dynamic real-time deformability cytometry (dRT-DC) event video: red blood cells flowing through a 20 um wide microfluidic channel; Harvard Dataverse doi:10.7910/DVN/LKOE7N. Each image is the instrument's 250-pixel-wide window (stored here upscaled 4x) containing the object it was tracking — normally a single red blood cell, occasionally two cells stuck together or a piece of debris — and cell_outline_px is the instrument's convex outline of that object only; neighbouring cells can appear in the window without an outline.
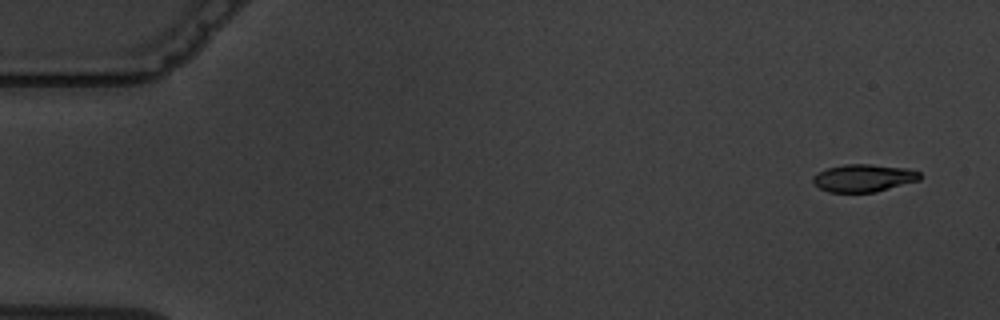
{"species": "common noctule bat (a hibernating species)", "species_latin": "Nyctalus noctula", "temperature_condition": "warm", "stored_images_in_passage": 4, "camera_frame_rate_fps": 3000, "um_per_image_px": 0.085, "animal": {"sex": "male", "body_mass_g": 19.5, "forearm_length_mm": 54.6}, "frame": {"image": 1, "passage_image": 1, "time_ms": 0.0, "image_size_px": [1000, 320], "cell_outline_px": [[920, 180], [876, 192], [828, 192], [820, 188], [812, 180], [812, 176], [828, 168], [844, 164], [872, 164], [908, 168], [920, 172]], "centroid_in_image_um": [73.43, 15.13], "position_along_channel_um": 11.6, "area_um2": 17.17}}
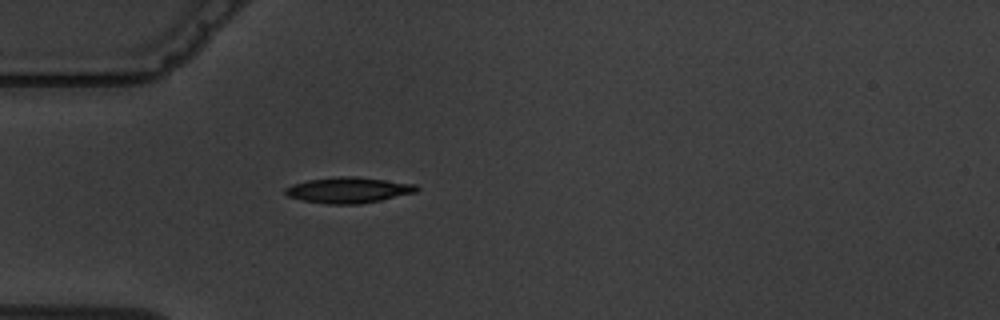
{"frame": {"image": 2, "passage_image": 4, "time_ms": 4.667, "image_size_px": [1000, 320], "cell_outline_px": [[420, 188], [416, 192], [380, 200], [360, 204], [328, 204], [304, 200], [288, 196], [284, 192], [284, 188], [292, 184], [308, 180], [336, 176], [356, 176], [416, 184]], "centroid_in_image_um": [29.62, 16.15], "position_along_channel_um": 55.4, "area_um2": 19.71}}